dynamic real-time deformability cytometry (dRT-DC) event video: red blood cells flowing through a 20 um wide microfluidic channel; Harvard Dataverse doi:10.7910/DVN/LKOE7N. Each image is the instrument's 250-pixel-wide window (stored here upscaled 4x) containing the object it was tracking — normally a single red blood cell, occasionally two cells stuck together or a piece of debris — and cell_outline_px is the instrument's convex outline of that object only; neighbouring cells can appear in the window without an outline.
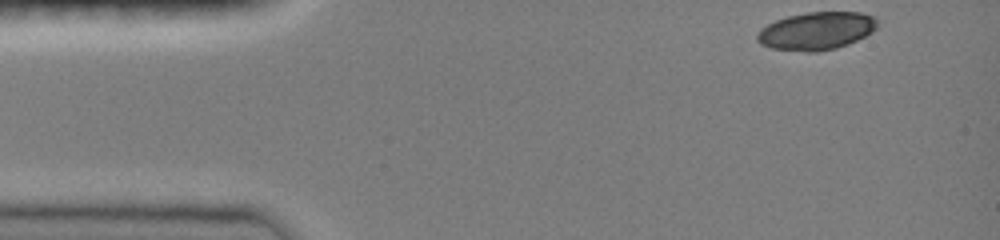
{"species": "common noctule bat (a hibernating species)", "species_latin": "Nyctalus noctula", "temperature_condition": "room temperature", "stored_images_in_passage": 39, "camera_frame_rate_fps": 3000, "um_per_image_px": 0.085, "animal": {"sex": "female", "body_mass_g": 19.0, "forearm_length_mm": 51.5}, "frame": {"image": 1, "passage_image": 1, "time_ms": 0.0, "image_size_px": [1000, 240], "cell_outline_px": [[880, 24], [872, 32], [848, 44], [836, 48], [816, 52], [804, 52], [772, 48], [760, 44], [756, 40], [756, 36], [760, 28], [776, 20], [788, 16], [808, 12], [860, 12], [872, 16], [880, 20]], "centroid_in_image_um": [69.4, 2.63], "position_along_channel_um": 15.6, "area_um2": 26.65}}